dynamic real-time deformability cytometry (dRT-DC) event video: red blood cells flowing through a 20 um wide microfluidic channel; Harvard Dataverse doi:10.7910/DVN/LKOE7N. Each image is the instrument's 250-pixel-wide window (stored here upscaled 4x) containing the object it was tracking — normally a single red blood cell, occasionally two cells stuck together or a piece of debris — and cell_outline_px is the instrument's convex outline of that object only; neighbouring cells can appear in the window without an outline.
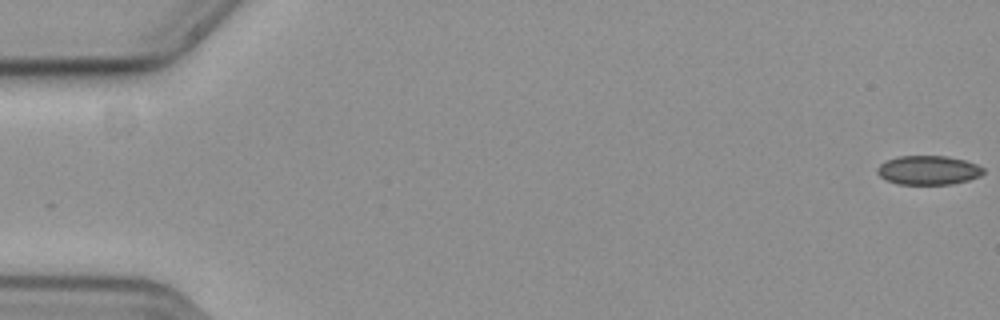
{"species": "common noctule bat (a hibernating species)", "species_latin": "Nyctalus noctula", "temperature_condition": "cold", "stored_images_in_passage": 16, "camera_frame_rate_fps": 3000, "um_per_image_px": 0.085, "animal": {"sex": "female", "body_mass_g": 19.3, "forearm_length_mm": 54.1}, "frame": {"image": 1, "passage_image": 1, "time_ms": 0.0, "image_size_px": [1000, 320], "cell_outline_px": [[984, 172], [980, 176], [968, 180], [952, 184], [896, 184], [880, 176], [876, 172], [876, 168], [880, 164], [896, 156], [948, 156], [964, 160], [976, 164], [984, 168]], "centroid_in_image_um": [78.9, 14.46], "position_along_channel_um": 6.1, "area_um2": 17.98}}
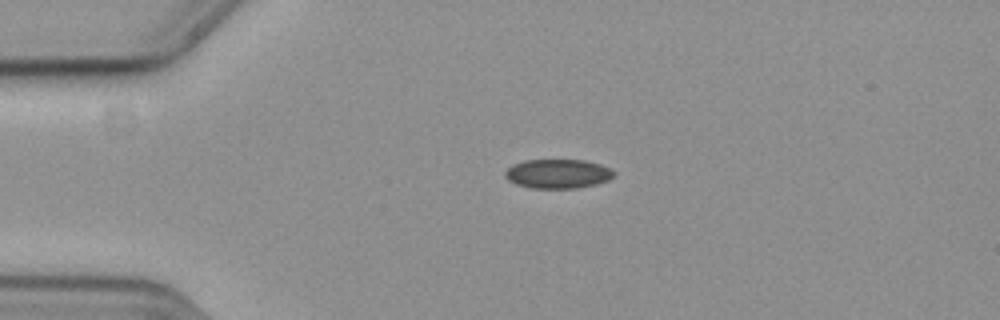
{"frame": {"image": 2, "passage_image": 14, "time_ms": 4.333, "image_size_px": [1000, 320], "cell_outline_px": [[616, 172], [608, 180], [596, 184], [576, 188], [532, 188], [516, 184], [508, 180], [504, 176], [504, 172], [512, 164], [524, 160], [584, 160], [600, 164], [612, 168]], "centroid_in_image_um": [47.41, 14.76], "position_along_channel_um": 37.6, "area_um2": 18.61}}